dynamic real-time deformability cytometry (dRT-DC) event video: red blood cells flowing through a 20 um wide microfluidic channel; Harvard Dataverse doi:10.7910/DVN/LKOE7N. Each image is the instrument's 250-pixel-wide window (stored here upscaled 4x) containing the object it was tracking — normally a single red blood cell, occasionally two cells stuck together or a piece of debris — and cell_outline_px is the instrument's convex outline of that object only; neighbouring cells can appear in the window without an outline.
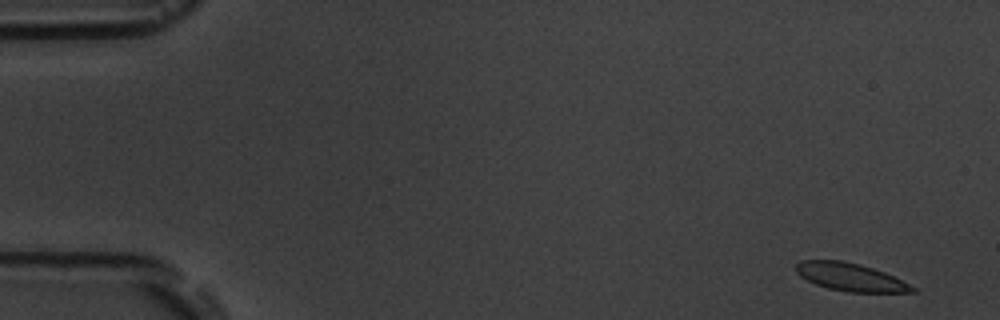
{"species": "common noctule bat (a hibernating species)", "species_latin": "Nyctalus noctula", "temperature_condition": "room temperature", "stored_images_in_passage": 6, "segment_of_instrument_passage": [1, 2], "camera_frame_rate_fps": 3000, "um_per_image_px": 0.085, "animal": {"sex": "male", "body_mass_g": 19.5, "forearm_length_mm": 54.6}, "frame": {"image": 1, "passage_image": 1, "time_ms": 0.0, "image_size_px": [1000, 320], "cell_outline_px": [[920, 292], [848, 292], [828, 288], [816, 284], [800, 276], [796, 272], [796, 264], [800, 260], [844, 260], [860, 264], [884, 272], [916, 288]], "centroid_in_image_um": [72.27, 23.54], "position_along_channel_um": 12.7, "area_um2": 18.79}}